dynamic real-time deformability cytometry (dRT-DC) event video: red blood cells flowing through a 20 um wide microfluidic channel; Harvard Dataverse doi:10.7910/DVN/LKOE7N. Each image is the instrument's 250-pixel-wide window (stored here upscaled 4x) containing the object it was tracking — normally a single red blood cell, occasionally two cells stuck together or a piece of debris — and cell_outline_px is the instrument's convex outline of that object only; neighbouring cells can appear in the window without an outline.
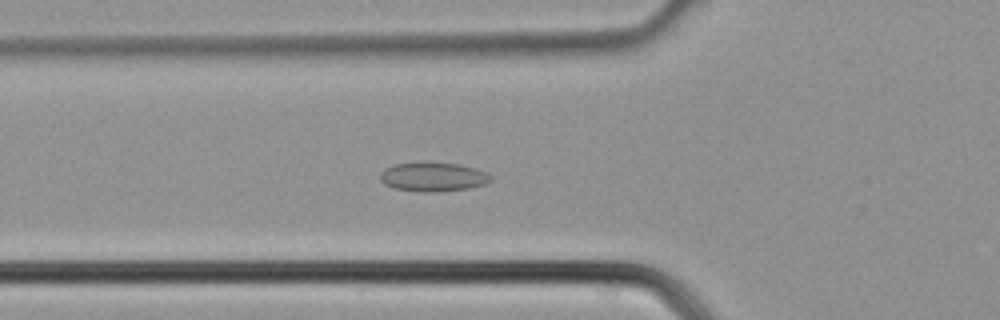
{"species": "common noctule bat (a hibernating species)", "species_latin": "Nyctalus noctula", "temperature_condition": "cold", "stored_images_in_passage": 34, "camera_frame_rate_fps": 3000, "um_per_image_px": 0.085, "animal": {"sex": "male", "body_mass_g": 21.5, "forearm_length_mm": 52.0}, "frame": {"image": 1, "passage_image": 8, "time_ms": 2.333, "image_size_px": [1000, 320], "cell_outline_px": [[492, 180], [484, 184], [468, 188], [440, 192], [424, 192], [392, 188], [384, 184], [380, 180], [380, 172], [384, 168], [392, 164], [460, 164], [476, 168], [488, 172], [492, 176]], "centroid_in_image_um": [36.82, 15.06], "position_along_channel_um": 89.0, "area_um2": 18.55}}
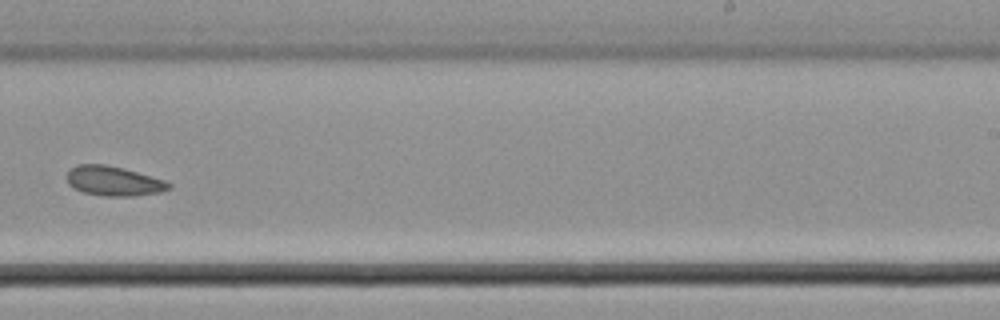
{"frame": {"image": 2, "passage_image": 19, "time_ms": 6.0, "image_size_px": [1000, 320], "cell_outline_px": [[172, 188], [160, 192], [136, 196], [104, 196], [84, 192], [72, 188], [68, 184], [68, 172], [76, 164], [104, 164], [124, 168], [164, 180], [172, 184]], "centroid_in_image_um": [9.67, 15.39], "position_along_channel_um": 279.3, "area_um2": 17.63}}
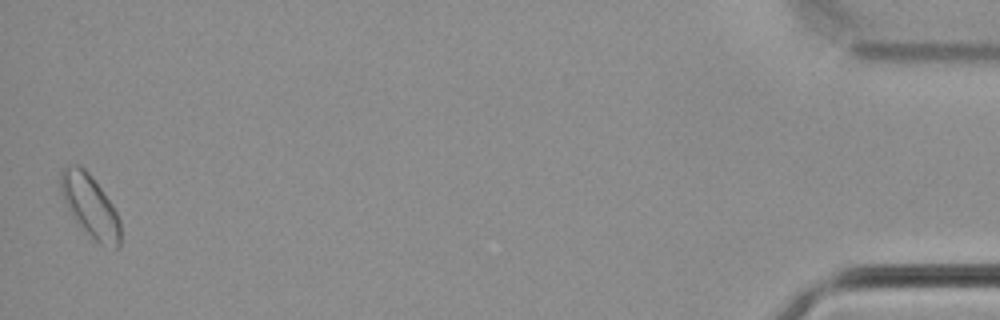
{"frame": {"image": 3, "passage_image": 33, "time_ms": 10.667, "image_size_px": [1000, 320], "cell_outline_px": [[120, 244], [116, 248], [100, 244], [92, 240], [84, 232], [72, 216], [68, 208], [60, 188], [60, 172], [64, 164], [80, 164], [92, 176], [112, 204], [120, 220]], "centroid_in_image_um": [7.64, 17.48], "position_along_channel_um": 427.6, "area_um2": 21.91}}